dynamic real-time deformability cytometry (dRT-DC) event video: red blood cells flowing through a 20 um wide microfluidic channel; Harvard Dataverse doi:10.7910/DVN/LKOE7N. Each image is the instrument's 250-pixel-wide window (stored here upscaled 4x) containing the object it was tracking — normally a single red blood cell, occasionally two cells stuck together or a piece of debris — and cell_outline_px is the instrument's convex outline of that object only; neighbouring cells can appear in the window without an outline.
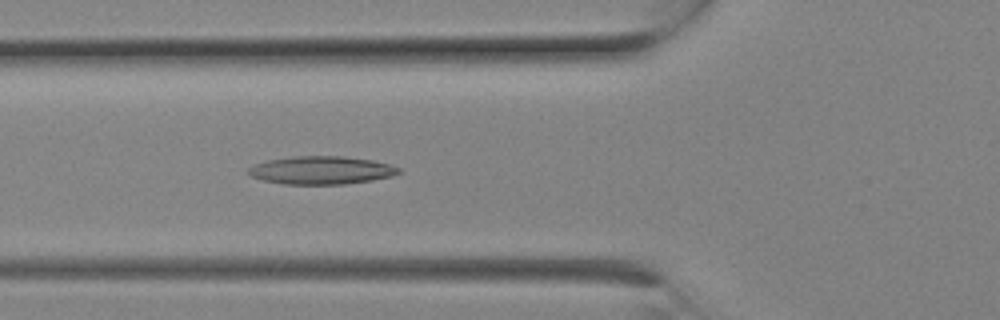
{"species": "Egyptian fruit bat (a non-hibernating species)", "species_latin": "Rousettus aegyptiacus", "temperature_condition": "room temperature", "stored_images_in_passage": 7, "camera_frame_rate_fps": 3000, "um_per_image_px": 0.085, "animal": {"sex": "female"}, "frame": {"image": 1, "passage_image": 7, "time_ms": 2.0, "image_size_px": [1000, 320], "cell_outline_px": [[400, 172], [392, 176], [372, 180], [344, 184], [284, 184], [264, 180], [252, 176], [248, 172], [248, 168], [252, 164], [268, 160], [292, 156], [344, 156], [372, 160], [388, 164], [400, 168]], "centroid_in_image_um": [27.3, 14.46], "position_along_channel_um": 98.5, "area_um2": 24.51}}